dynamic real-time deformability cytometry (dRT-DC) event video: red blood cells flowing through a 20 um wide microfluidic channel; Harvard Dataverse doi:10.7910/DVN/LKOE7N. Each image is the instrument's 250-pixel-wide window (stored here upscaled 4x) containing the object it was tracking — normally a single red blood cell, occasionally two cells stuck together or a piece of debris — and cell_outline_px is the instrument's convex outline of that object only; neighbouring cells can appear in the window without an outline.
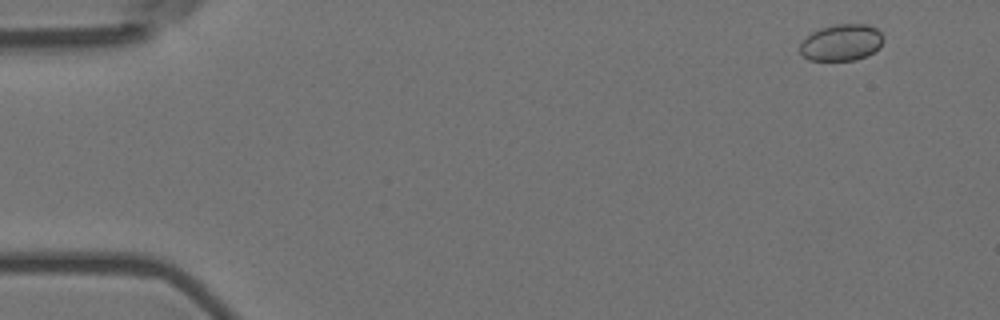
{"species": "Egyptian fruit bat (a non-hibernating species)", "species_latin": "Rousettus aegyptiacus", "temperature_condition": "room temperature", "stored_images_in_passage": 4, "camera_frame_rate_fps": 3000, "um_per_image_px": 0.085, "animal": {"sex": "female"}, "frame": {"image": 1, "passage_image": 1, "time_ms": 0.0, "image_size_px": [1000, 320], "cell_outline_px": [[884, 40], [872, 52], [856, 60], [808, 60], [800, 52], [800, 44], [812, 32], [820, 28], [836, 24], [864, 24], [876, 28], [880, 32]], "centroid_in_image_um": [71.5, 3.61], "position_along_channel_um": 13.5, "area_um2": 17.46}}
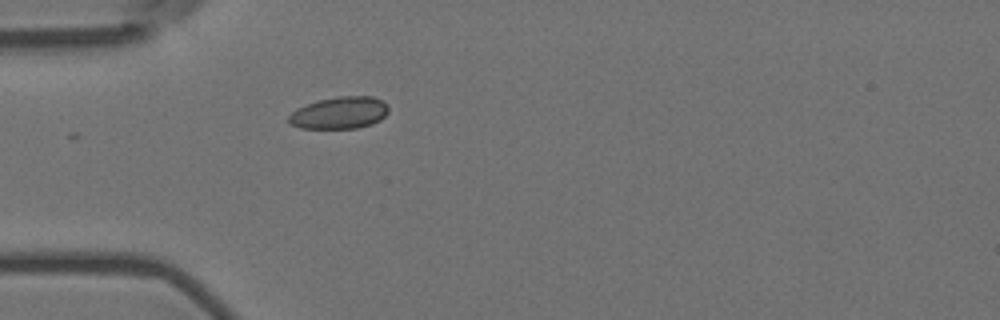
{"frame": {"image": 2, "passage_image": 4, "time_ms": 1.0, "image_size_px": [1000, 320], "cell_outline_px": [[388, 112], [380, 120], [372, 124], [356, 128], [300, 128], [288, 124], [288, 116], [296, 108], [320, 100], [336, 96], [372, 96], [388, 104]], "centroid_in_image_um": [28.85, 9.59], "position_along_channel_um": 56.2, "area_um2": 18.67}}